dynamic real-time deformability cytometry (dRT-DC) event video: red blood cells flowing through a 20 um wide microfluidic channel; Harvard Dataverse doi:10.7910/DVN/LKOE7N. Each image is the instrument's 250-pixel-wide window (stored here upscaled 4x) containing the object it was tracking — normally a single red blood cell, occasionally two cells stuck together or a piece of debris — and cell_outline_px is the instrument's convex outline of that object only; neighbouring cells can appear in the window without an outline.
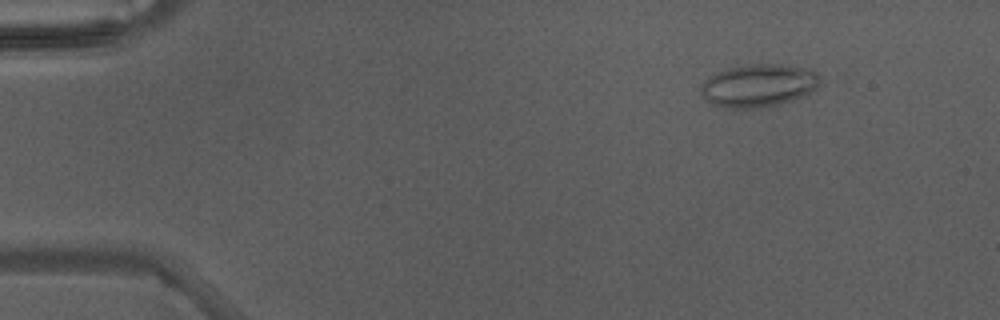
{"species": "Egyptian fruit bat (a non-hibernating species)", "species_latin": "Rousettus aegyptiacus", "temperature_condition": "warm", "stored_images_in_passage": 4, "camera_frame_rate_fps": 3000, "um_per_image_px": 0.085, "animal": {"sex": "male"}, "frame": {"image": 1, "passage_image": 1, "time_ms": 0.0, "image_size_px": [1000, 320], "cell_outline_px": [[820, 84], [808, 96], [780, 104], [752, 108], [732, 108], [712, 104], [704, 100], [700, 92], [700, 84], [708, 76], [716, 72], [728, 68], [752, 64], [780, 64], [812, 68], [816, 72], [820, 80]], "centroid_in_image_um": [64.49, 7.26], "position_along_channel_um": 20.5, "area_um2": 30.23}}